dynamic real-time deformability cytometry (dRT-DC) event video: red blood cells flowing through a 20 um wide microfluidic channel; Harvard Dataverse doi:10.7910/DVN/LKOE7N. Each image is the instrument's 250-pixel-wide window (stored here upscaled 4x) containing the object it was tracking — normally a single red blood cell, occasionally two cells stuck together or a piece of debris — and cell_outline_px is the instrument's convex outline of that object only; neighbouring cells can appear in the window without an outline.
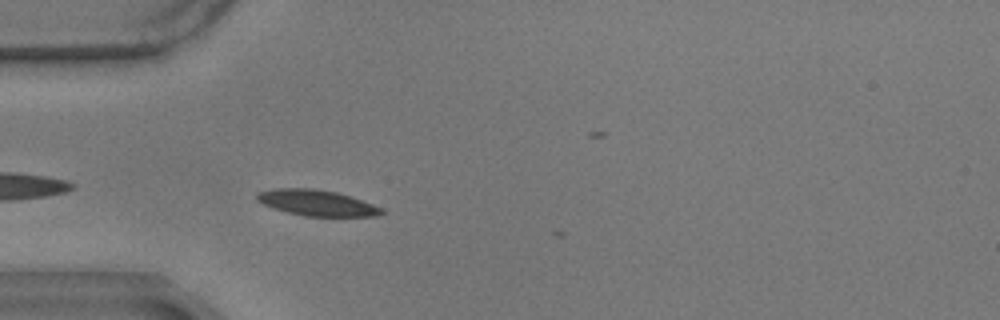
{"species": "common noctule bat (a hibernating species)", "species_latin": "Nyctalus noctula", "temperature_condition": "warm", "stored_images_in_passage": 34, "camera_frame_rate_fps": 3000, "um_per_image_px": 0.085, "animal": {"sex": "male", "body_mass_g": 17.9}, "frame": {"image": 1, "passage_image": 2, "time_ms": 0.333, "image_size_px": [1000, 320], "cell_outline_px": [[384, 212], [372, 216], [304, 216], [272, 208], [256, 200], [256, 192], [276, 188], [312, 188], [336, 192], [384, 208]], "centroid_in_image_um": [26.87, 17.23], "position_along_channel_um": 58.1, "area_um2": 18.61}}
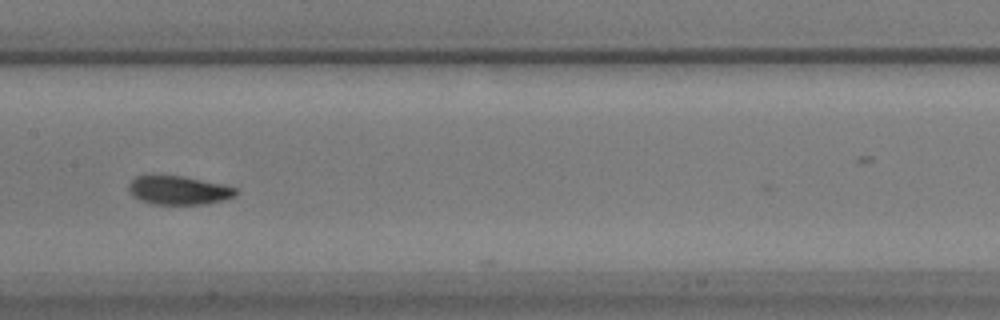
{"frame": {"image": 2, "passage_image": 14, "time_ms": 4.333, "image_size_px": [1000, 320], "cell_outline_px": [[236, 196], [224, 200], [200, 204], [152, 204], [140, 200], [128, 188], [128, 184], [136, 176], [152, 172], [184, 176], [224, 184], [236, 188]], "centroid_in_image_um": [15.15, 16.12], "position_along_channel_um": 192.2, "area_um2": 18.38}}
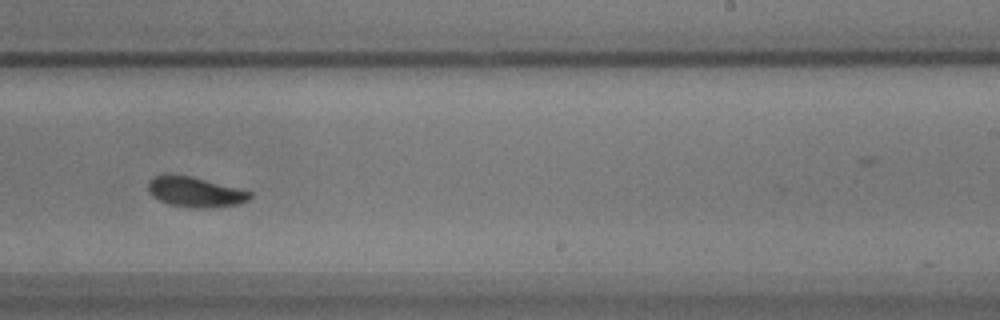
{"frame": {"image": 3, "passage_image": 21, "time_ms": 6.667, "image_size_px": [1000, 320], "cell_outline_px": [[252, 196], [248, 200], [240, 204], [212, 208], [192, 208], [168, 204], [152, 196], [148, 192], [148, 180], [152, 176], [188, 176], [244, 188], [252, 192]], "centroid_in_image_um": [16.66, 16.34], "position_along_channel_um": 272.3, "area_um2": 18.03}, "authors_computed_cell_mechanics": {"area_um2": 17.8024, "velocity_mm_per_s": 3.4482, "shape_relaxation_time_tau1_ms": null, "shape_relaxation_time_tau2_ms": 5.3135, "deformation_change_tau1": null, "deformation_change_tau2": 0.0829}}